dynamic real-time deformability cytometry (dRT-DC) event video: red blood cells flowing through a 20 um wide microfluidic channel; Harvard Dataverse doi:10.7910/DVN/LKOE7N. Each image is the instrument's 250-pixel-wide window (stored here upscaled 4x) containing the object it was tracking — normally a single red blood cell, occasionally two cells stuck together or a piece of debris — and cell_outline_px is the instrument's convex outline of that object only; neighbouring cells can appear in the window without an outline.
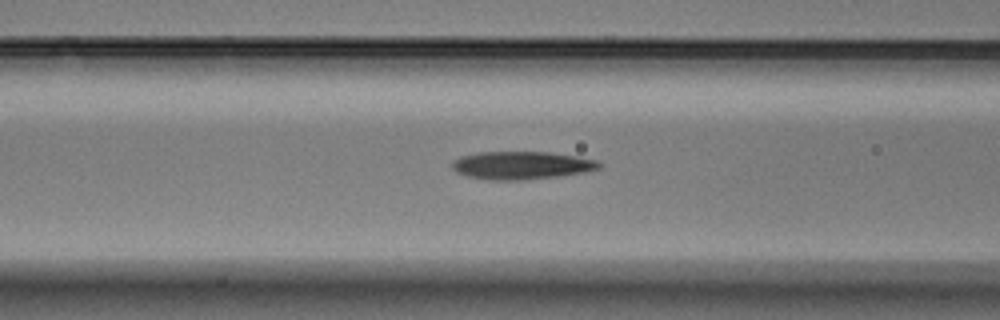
{"species": "Egyptian fruit bat (a non-hibernating species)", "species_latin": "Rousettus aegyptiacus", "temperature_condition": "warm", "stored_images_in_passage": 41, "camera_frame_rate_fps": 3000, "um_per_image_px": 0.085, "animal": {"sex": "male"}, "frame": {"image": 1, "passage_image": 17, "time_ms": 5.333, "image_size_px": [1000, 320], "cell_outline_px": [[604, 164], [600, 168], [584, 172], [556, 176], [520, 180], [488, 180], [468, 176], [456, 172], [452, 168], [452, 164], [460, 156], [480, 152], [548, 152], [576, 156], [596, 160]], "centroid_in_image_um": [44.34, 14.05], "position_along_channel_um": 122.3, "area_um2": 23.76}}
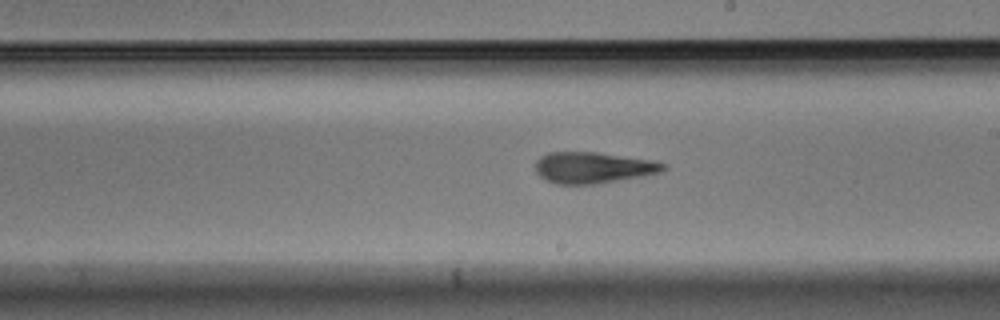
{"frame": {"image": 2, "passage_image": 27, "time_ms": 8.667, "image_size_px": [1000, 320], "cell_outline_px": [[668, 168], [660, 172], [644, 176], [596, 184], [556, 184], [544, 180], [536, 172], [536, 160], [540, 156], [548, 152], [596, 152], [656, 160], [668, 164]], "centroid_in_image_um": [50.45, 14.24], "position_along_channel_um": 238.5, "area_um2": 23.64}}
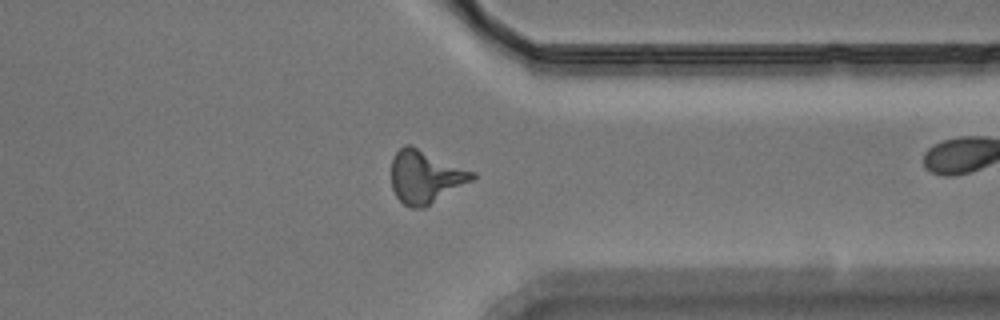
{"frame": {"image": 3, "passage_image": 39, "time_ms": 12.667, "image_size_px": [1000, 320], "cell_outline_px": [[476, 176], [472, 180], [424, 208], [412, 208], [404, 204], [396, 196], [392, 188], [392, 156], [404, 144], [408, 144], [476, 172]], "centroid_in_image_um": [36.14, 15.02], "position_along_channel_um": 375.3, "area_um2": 24.68}}